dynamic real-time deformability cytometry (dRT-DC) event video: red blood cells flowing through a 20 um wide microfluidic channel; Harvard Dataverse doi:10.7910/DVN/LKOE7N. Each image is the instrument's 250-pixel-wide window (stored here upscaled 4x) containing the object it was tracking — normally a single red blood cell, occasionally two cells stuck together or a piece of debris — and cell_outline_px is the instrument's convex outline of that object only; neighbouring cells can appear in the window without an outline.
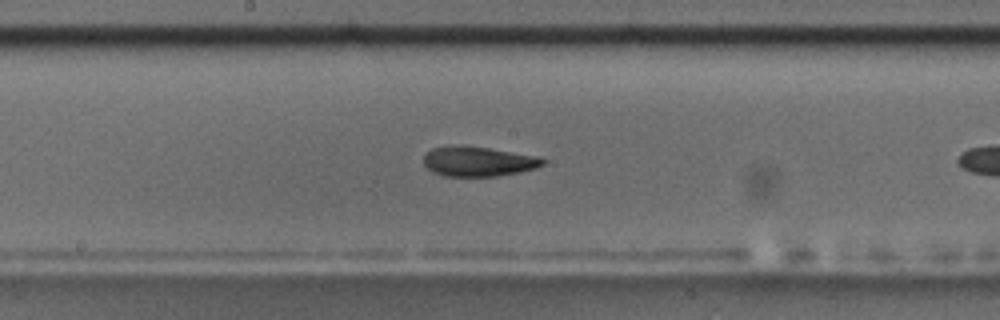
{"species": "common noctule bat (a hibernating species)", "species_latin": "Nyctalus noctula", "temperature_condition": "room temperature", "stored_images_in_passage": 9, "camera_frame_rate_fps": 3000, "um_per_image_px": 0.085, "animal": {"sex": "male", "body_mass_g": 17.5, "forearm_length_mm": 52.3}, "frame": {"image": 1, "passage_image": 8, "time_ms": 2.333, "image_size_px": [1000, 320], "cell_outline_px": [[548, 160], [544, 164], [536, 168], [520, 172], [496, 176], [444, 176], [432, 172], [424, 164], [424, 152], [432, 148], [460, 144], [488, 148], [540, 156]], "centroid_in_image_um": [40.66, 13.71], "position_along_channel_um": 207.5, "area_um2": 21.04}}